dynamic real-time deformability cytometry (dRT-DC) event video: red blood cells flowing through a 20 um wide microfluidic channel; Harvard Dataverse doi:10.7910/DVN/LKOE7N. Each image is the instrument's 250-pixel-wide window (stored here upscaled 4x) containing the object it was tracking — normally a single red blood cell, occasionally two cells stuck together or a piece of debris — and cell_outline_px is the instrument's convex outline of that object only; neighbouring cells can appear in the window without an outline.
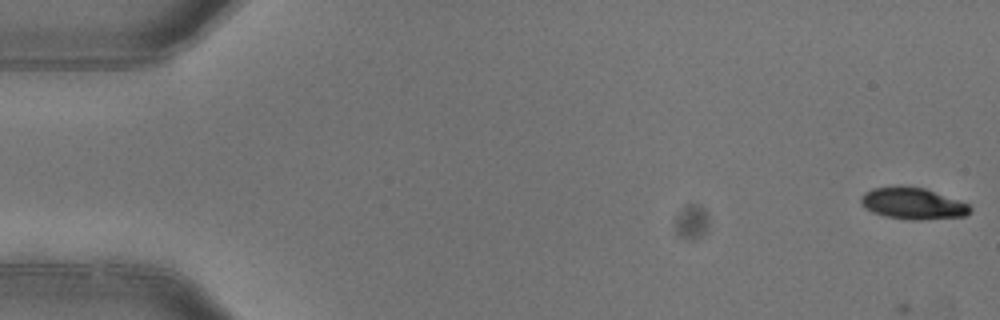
{"species": "common noctule bat (a hibernating species)", "species_latin": "Nyctalus noctula", "temperature_condition": "warm", "stored_images_in_passage": 5, "camera_frame_rate_fps": 3000, "um_per_image_px": 0.085, "animal": {"sex": "female"}, "frame": {"image": 1, "passage_image": 1, "time_ms": 0.0, "image_size_px": [1000, 320], "cell_outline_px": [[972, 208], [964, 216], [920, 220], [912, 220], [884, 216], [872, 212], [864, 208], [860, 200], [860, 196], [864, 192], [872, 188], [900, 184], [924, 188], [968, 204]], "centroid_in_image_um": [77.51, 17.27], "position_along_channel_um": 7.5, "area_um2": 20.23}}